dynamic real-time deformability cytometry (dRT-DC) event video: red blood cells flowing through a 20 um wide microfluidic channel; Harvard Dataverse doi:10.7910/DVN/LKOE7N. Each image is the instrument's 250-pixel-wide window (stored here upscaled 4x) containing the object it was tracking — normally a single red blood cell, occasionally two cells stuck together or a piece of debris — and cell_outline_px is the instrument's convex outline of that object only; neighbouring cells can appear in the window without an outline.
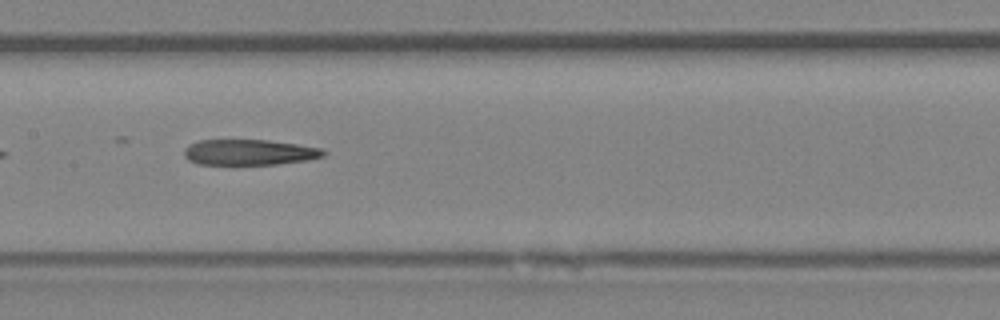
{"species": "Egyptian fruit bat (a non-hibernating species)", "species_latin": "Rousettus aegyptiacus", "temperature_condition": "room temperature", "stored_images_in_passage": 7, "segment_of_instrument_passage": [2, 2], "camera_frame_rate_fps": 3000, "um_per_image_px": 0.085, "animal": {"sex": "female"}, "frame": {"image": 1, "passage_image": 6, "time_ms": 6.0, "image_size_px": [1000, 320], "cell_outline_px": [[328, 152], [324, 156], [304, 160], [276, 164], [196, 164], [188, 160], [184, 156], [184, 148], [200, 140], [268, 140], [324, 148]], "centroid_in_image_um": [21.2, 12.94], "position_along_channel_um": 186.2, "area_um2": 20.75}}